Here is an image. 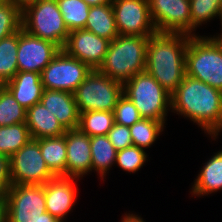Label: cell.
Segmentation results:
<instances>
[{
  "instance_id": "4fadbf2b",
  "label": "cell",
  "mask_w": 222,
  "mask_h": 222,
  "mask_svg": "<svg viewBox=\"0 0 222 222\" xmlns=\"http://www.w3.org/2000/svg\"><path fill=\"white\" fill-rule=\"evenodd\" d=\"M60 50L56 44L40 39L22 28L18 31V70L41 74Z\"/></svg>"
},
{
  "instance_id": "6da1fadb",
  "label": "cell",
  "mask_w": 222,
  "mask_h": 222,
  "mask_svg": "<svg viewBox=\"0 0 222 222\" xmlns=\"http://www.w3.org/2000/svg\"><path fill=\"white\" fill-rule=\"evenodd\" d=\"M171 110L190 118L214 140L222 131V91L188 75L171 94Z\"/></svg>"
},
{
  "instance_id": "484cf974",
  "label": "cell",
  "mask_w": 222,
  "mask_h": 222,
  "mask_svg": "<svg viewBox=\"0 0 222 222\" xmlns=\"http://www.w3.org/2000/svg\"><path fill=\"white\" fill-rule=\"evenodd\" d=\"M18 31L0 40V78L11 80L18 70Z\"/></svg>"
},
{
  "instance_id": "44dd1931",
  "label": "cell",
  "mask_w": 222,
  "mask_h": 222,
  "mask_svg": "<svg viewBox=\"0 0 222 222\" xmlns=\"http://www.w3.org/2000/svg\"><path fill=\"white\" fill-rule=\"evenodd\" d=\"M84 29L112 41L119 33L111 4L90 6Z\"/></svg>"
},
{
  "instance_id": "d6a6232c",
  "label": "cell",
  "mask_w": 222,
  "mask_h": 222,
  "mask_svg": "<svg viewBox=\"0 0 222 222\" xmlns=\"http://www.w3.org/2000/svg\"><path fill=\"white\" fill-rule=\"evenodd\" d=\"M113 113L115 123L124 125L126 127H131L133 124L142 119L133 102L130 101L125 95H122L118 99Z\"/></svg>"
},
{
  "instance_id": "8992f818",
  "label": "cell",
  "mask_w": 222,
  "mask_h": 222,
  "mask_svg": "<svg viewBox=\"0 0 222 222\" xmlns=\"http://www.w3.org/2000/svg\"><path fill=\"white\" fill-rule=\"evenodd\" d=\"M22 28L28 33L56 44L61 50L69 30L56 0H39L22 12Z\"/></svg>"
},
{
  "instance_id": "b9f144b4",
  "label": "cell",
  "mask_w": 222,
  "mask_h": 222,
  "mask_svg": "<svg viewBox=\"0 0 222 222\" xmlns=\"http://www.w3.org/2000/svg\"><path fill=\"white\" fill-rule=\"evenodd\" d=\"M219 18L221 19L220 22H221V25H222V4H221V9H220V15H219ZM222 31V30H221Z\"/></svg>"
},
{
  "instance_id": "2e32d148",
  "label": "cell",
  "mask_w": 222,
  "mask_h": 222,
  "mask_svg": "<svg viewBox=\"0 0 222 222\" xmlns=\"http://www.w3.org/2000/svg\"><path fill=\"white\" fill-rule=\"evenodd\" d=\"M66 177L77 180L92 171L90 137L79 128L66 130Z\"/></svg>"
},
{
  "instance_id": "f35d334b",
  "label": "cell",
  "mask_w": 222,
  "mask_h": 222,
  "mask_svg": "<svg viewBox=\"0 0 222 222\" xmlns=\"http://www.w3.org/2000/svg\"><path fill=\"white\" fill-rule=\"evenodd\" d=\"M38 222H61V221L46 211L42 214V217L39 219Z\"/></svg>"
},
{
  "instance_id": "277c9868",
  "label": "cell",
  "mask_w": 222,
  "mask_h": 222,
  "mask_svg": "<svg viewBox=\"0 0 222 222\" xmlns=\"http://www.w3.org/2000/svg\"><path fill=\"white\" fill-rule=\"evenodd\" d=\"M186 75L222 91V41L192 36L186 49Z\"/></svg>"
},
{
  "instance_id": "8fae6325",
  "label": "cell",
  "mask_w": 222,
  "mask_h": 222,
  "mask_svg": "<svg viewBox=\"0 0 222 222\" xmlns=\"http://www.w3.org/2000/svg\"><path fill=\"white\" fill-rule=\"evenodd\" d=\"M112 7L119 35L151 36L157 32L149 0H113Z\"/></svg>"
},
{
  "instance_id": "cb8c5ba5",
  "label": "cell",
  "mask_w": 222,
  "mask_h": 222,
  "mask_svg": "<svg viewBox=\"0 0 222 222\" xmlns=\"http://www.w3.org/2000/svg\"><path fill=\"white\" fill-rule=\"evenodd\" d=\"M31 139L26 122L0 126V153L9 158Z\"/></svg>"
},
{
  "instance_id": "ac0fdd59",
  "label": "cell",
  "mask_w": 222,
  "mask_h": 222,
  "mask_svg": "<svg viewBox=\"0 0 222 222\" xmlns=\"http://www.w3.org/2000/svg\"><path fill=\"white\" fill-rule=\"evenodd\" d=\"M6 88L26 110L41 101L44 91L41 74L31 71H18L11 80L6 82Z\"/></svg>"
},
{
  "instance_id": "d6986e66",
  "label": "cell",
  "mask_w": 222,
  "mask_h": 222,
  "mask_svg": "<svg viewBox=\"0 0 222 222\" xmlns=\"http://www.w3.org/2000/svg\"><path fill=\"white\" fill-rule=\"evenodd\" d=\"M26 124L32 139L59 137L66 132L57 117L41 102L27 110Z\"/></svg>"
},
{
  "instance_id": "f546056e",
  "label": "cell",
  "mask_w": 222,
  "mask_h": 222,
  "mask_svg": "<svg viewBox=\"0 0 222 222\" xmlns=\"http://www.w3.org/2000/svg\"><path fill=\"white\" fill-rule=\"evenodd\" d=\"M26 112L7 88L0 93V126L26 122Z\"/></svg>"
},
{
  "instance_id": "52a82bcc",
  "label": "cell",
  "mask_w": 222,
  "mask_h": 222,
  "mask_svg": "<svg viewBox=\"0 0 222 222\" xmlns=\"http://www.w3.org/2000/svg\"><path fill=\"white\" fill-rule=\"evenodd\" d=\"M78 112H113L123 95V84L111 79L98 69L91 70L73 93Z\"/></svg>"
},
{
  "instance_id": "7a4b0ae2",
  "label": "cell",
  "mask_w": 222,
  "mask_h": 222,
  "mask_svg": "<svg viewBox=\"0 0 222 222\" xmlns=\"http://www.w3.org/2000/svg\"><path fill=\"white\" fill-rule=\"evenodd\" d=\"M192 36L156 32L149 36L146 71L170 94L186 76V49Z\"/></svg>"
},
{
  "instance_id": "5b68a950",
  "label": "cell",
  "mask_w": 222,
  "mask_h": 222,
  "mask_svg": "<svg viewBox=\"0 0 222 222\" xmlns=\"http://www.w3.org/2000/svg\"><path fill=\"white\" fill-rule=\"evenodd\" d=\"M123 95L133 102L142 118L165 124V117L171 109V94L147 71L140 72L125 82Z\"/></svg>"
},
{
  "instance_id": "7c38bea8",
  "label": "cell",
  "mask_w": 222,
  "mask_h": 222,
  "mask_svg": "<svg viewBox=\"0 0 222 222\" xmlns=\"http://www.w3.org/2000/svg\"><path fill=\"white\" fill-rule=\"evenodd\" d=\"M149 8L157 32L191 36L190 0H149Z\"/></svg>"
},
{
  "instance_id": "7bdbcfd3",
  "label": "cell",
  "mask_w": 222,
  "mask_h": 222,
  "mask_svg": "<svg viewBox=\"0 0 222 222\" xmlns=\"http://www.w3.org/2000/svg\"><path fill=\"white\" fill-rule=\"evenodd\" d=\"M217 37L222 41V33L218 34Z\"/></svg>"
},
{
  "instance_id": "ab89813d",
  "label": "cell",
  "mask_w": 222,
  "mask_h": 222,
  "mask_svg": "<svg viewBox=\"0 0 222 222\" xmlns=\"http://www.w3.org/2000/svg\"><path fill=\"white\" fill-rule=\"evenodd\" d=\"M89 6H100L104 4H111L113 0H83Z\"/></svg>"
},
{
  "instance_id": "836d02e7",
  "label": "cell",
  "mask_w": 222,
  "mask_h": 222,
  "mask_svg": "<svg viewBox=\"0 0 222 222\" xmlns=\"http://www.w3.org/2000/svg\"><path fill=\"white\" fill-rule=\"evenodd\" d=\"M107 136L117 151L133 146L129 127L124 125L114 123Z\"/></svg>"
},
{
  "instance_id": "603a6c76",
  "label": "cell",
  "mask_w": 222,
  "mask_h": 222,
  "mask_svg": "<svg viewBox=\"0 0 222 222\" xmlns=\"http://www.w3.org/2000/svg\"><path fill=\"white\" fill-rule=\"evenodd\" d=\"M90 148L92 170L99 173L101 179L106 176L116 161L117 150L111 144L107 135L91 136Z\"/></svg>"
},
{
  "instance_id": "60d3db41",
  "label": "cell",
  "mask_w": 222,
  "mask_h": 222,
  "mask_svg": "<svg viewBox=\"0 0 222 222\" xmlns=\"http://www.w3.org/2000/svg\"><path fill=\"white\" fill-rule=\"evenodd\" d=\"M6 88V82L0 78V93Z\"/></svg>"
},
{
  "instance_id": "74e56055",
  "label": "cell",
  "mask_w": 222,
  "mask_h": 222,
  "mask_svg": "<svg viewBox=\"0 0 222 222\" xmlns=\"http://www.w3.org/2000/svg\"><path fill=\"white\" fill-rule=\"evenodd\" d=\"M121 222H145L140 216L135 214H125Z\"/></svg>"
},
{
  "instance_id": "9c48e42d",
  "label": "cell",
  "mask_w": 222,
  "mask_h": 222,
  "mask_svg": "<svg viewBox=\"0 0 222 222\" xmlns=\"http://www.w3.org/2000/svg\"><path fill=\"white\" fill-rule=\"evenodd\" d=\"M6 202L7 222H38L47 211L44 185L11 184Z\"/></svg>"
},
{
  "instance_id": "7402d4cb",
  "label": "cell",
  "mask_w": 222,
  "mask_h": 222,
  "mask_svg": "<svg viewBox=\"0 0 222 222\" xmlns=\"http://www.w3.org/2000/svg\"><path fill=\"white\" fill-rule=\"evenodd\" d=\"M41 155L55 176H66L67 147L65 136L39 139Z\"/></svg>"
},
{
  "instance_id": "4316f807",
  "label": "cell",
  "mask_w": 222,
  "mask_h": 222,
  "mask_svg": "<svg viewBox=\"0 0 222 222\" xmlns=\"http://www.w3.org/2000/svg\"><path fill=\"white\" fill-rule=\"evenodd\" d=\"M69 30L84 29L90 6L83 0H56Z\"/></svg>"
},
{
  "instance_id": "8d00e7d4",
  "label": "cell",
  "mask_w": 222,
  "mask_h": 222,
  "mask_svg": "<svg viewBox=\"0 0 222 222\" xmlns=\"http://www.w3.org/2000/svg\"><path fill=\"white\" fill-rule=\"evenodd\" d=\"M22 12L30 5L37 3L39 0H9Z\"/></svg>"
},
{
  "instance_id": "5bb4252c",
  "label": "cell",
  "mask_w": 222,
  "mask_h": 222,
  "mask_svg": "<svg viewBox=\"0 0 222 222\" xmlns=\"http://www.w3.org/2000/svg\"><path fill=\"white\" fill-rule=\"evenodd\" d=\"M110 40L86 29L69 32L63 51L70 57L85 63L90 69H98L104 61Z\"/></svg>"
},
{
  "instance_id": "30bf717a",
  "label": "cell",
  "mask_w": 222,
  "mask_h": 222,
  "mask_svg": "<svg viewBox=\"0 0 222 222\" xmlns=\"http://www.w3.org/2000/svg\"><path fill=\"white\" fill-rule=\"evenodd\" d=\"M91 70L82 61L70 57L60 50L43 69L41 80L44 89L74 93Z\"/></svg>"
},
{
  "instance_id": "4dcf8cb0",
  "label": "cell",
  "mask_w": 222,
  "mask_h": 222,
  "mask_svg": "<svg viewBox=\"0 0 222 222\" xmlns=\"http://www.w3.org/2000/svg\"><path fill=\"white\" fill-rule=\"evenodd\" d=\"M22 29V11L9 0H0V40Z\"/></svg>"
},
{
  "instance_id": "9a60e30c",
  "label": "cell",
  "mask_w": 222,
  "mask_h": 222,
  "mask_svg": "<svg viewBox=\"0 0 222 222\" xmlns=\"http://www.w3.org/2000/svg\"><path fill=\"white\" fill-rule=\"evenodd\" d=\"M74 177L55 176L44 184L46 210L52 216L65 222L67 214L77 200Z\"/></svg>"
},
{
  "instance_id": "e575fe53",
  "label": "cell",
  "mask_w": 222,
  "mask_h": 222,
  "mask_svg": "<svg viewBox=\"0 0 222 222\" xmlns=\"http://www.w3.org/2000/svg\"><path fill=\"white\" fill-rule=\"evenodd\" d=\"M10 186L9 157L0 153V194H6Z\"/></svg>"
},
{
  "instance_id": "e0dca14e",
  "label": "cell",
  "mask_w": 222,
  "mask_h": 222,
  "mask_svg": "<svg viewBox=\"0 0 222 222\" xmlns=\"http://www.w3.org/2000/svg\"><path fill=\"white\" fill-rule=\"evenodd\" d=\"M40 102L57 117L65 130L78 128L80 113L73 93L44 89Z\"/></svg>"
},
{
  "instance_id": "83f0119b",
  "label": "cell",
  "mask_w": 222,
  "mask_h": 222,
  "mask_svg": "<svg viewBox=\"0 0 222 222\" xmlns=\"http://www.w3.org/2000/svg\"><path fill=\"white\" fill-rule=\"evenodd\" d=\"M164 127L163 122L142 118L129 127L133 146L144 150L145 148L151 147L159 134L164 130Z\"/></svg>"
},
{
  "instance_id": "1f68e13d",
  "label": "cell",
  "mask_w": 222,
  "mask_h": 222,
  "mask_svg": "<svg viewBox=\"0 0 222 222\" xmlns=\"http://www.w3.org/2000/svg\"><path fill=\"white\" fill-rule=\"evenodd\" d=\"M147 154L142 148L131 146L117 151V165L124 171L133 172L140 170L146 162Z\"/></svg>"
},
{
  "instance_id": "f1b7e54d",
  "label": "cell",
  "mask_w": 222,
  "mask_h": 222,
  "mask_svg": "<svg viewBox=\"0 0 222 222\" xmlns=\"http://www.w3.org/2000/svg\"><path fill=\"white\" fill-rule=\"evenodd\" d=\"M222 0H190L191 36L195 28L220 15Z\"/></svg>"
},
{
  "instance_id": "d590c367",
  "label": "cell",
  "mask_w": 222,
  "mask_h": 222,
  "mask_svg": "<svg viewBox=\"0 0 222 222\" xmlns=\"http://www.w3.org/2000/svg\"><path fill=\"white\" fill-rule=\"evenodd\" d=\"M6 194H0V222H7Z\"/></svg>"
},
{
  "instance_id": "ba28073f",
  "label": "cell",
  "mask_w": 222,
  "mask_h": 222,
  "mask_svg": "<svg viewBox=\"0 0 222 222\" xmlns=\"http://www.w3.org/2000/svg\"><path fill=\"white\" fill-rule=\"evenodd\" d=\"M11 184L44 185L55 175L41 155L39 139H30L9 158Z\"/></svg>"
},
{
  "instance_id": "3957f363",
  "label": "cell",
  "mask_w": 222,
  "mask_h": 222,
  "mask_svg": "<svg viewBox=\"0 0 222 222\" xmlns=\"http://www.w3.org/2000/svg\"><path fill=\"white\" fill-rule=\"evenodd\" d=\"M148 38L149 36L118 35L110 42L98 70L122 84L146 71Z\"/></svg>"
},
{
  "instance_id": "d4e9b609",
  "label": "cell",
  "mask_w": 222,
  "mask_h": 222,
  "mask_svg": "<svg viewBox=\"0 0 222 222\" xmlns=\"http://www.w3.org/2000/svg\"><path fill=\"white\" fill-rule=\"evenodd\" d=\"M114 123L113 112L88 111L80 113L78 128L89 137L107 135Z\"/></svg>"
},
{
  "instance_id": "ffe728a7",
  "label": "cell",
  "mask_w": 222,
  "mask_h": 222,
  "mask_svg": "<svg viewBox=\"0 0 222 222\" xmlns=\"http://www.w3.org/2000/svg\"><path fill=\"white\" fill-rule=\"evenodd\" d=\"M214 154L194 180L193 195L204 196L222 190V150Z\"/></svg>"
}]
</instances>
